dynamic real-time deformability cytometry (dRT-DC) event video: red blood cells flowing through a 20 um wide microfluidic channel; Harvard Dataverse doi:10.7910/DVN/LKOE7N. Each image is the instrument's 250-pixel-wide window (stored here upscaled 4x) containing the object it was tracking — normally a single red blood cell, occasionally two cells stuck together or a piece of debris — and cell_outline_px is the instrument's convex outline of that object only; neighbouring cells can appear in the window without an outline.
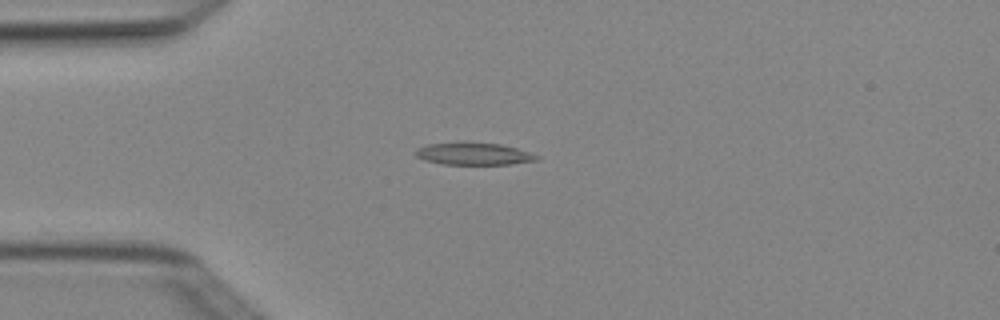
{"species": "Egyptian fruit bat (a non-hibernating species)", "species_latin": "Rousettus aegyptiacus", "temperature_condition": "cold", "stored_images_in_passage": 3, "camera_frame_rate_fps": 3000, "um_per_image_px": 0.085, "animal": {"sex": "female"}, "frame": {"image": 1, "passage_image": 3, "time_ms": 0.667, "image_size_px": [1000, 320], "cell_outline_px": [[540, 160], [508, 164], [440, 164], [424, 160], [416, 156], [416, 148], [428, 144], [456, 140], [464, 140], [500, 144], [516, 148], [540, 156]], "centroid_in_image_um": [40.21, 13.04], "position_along_channel_um": 44.8, "area_um2": 16.24}}